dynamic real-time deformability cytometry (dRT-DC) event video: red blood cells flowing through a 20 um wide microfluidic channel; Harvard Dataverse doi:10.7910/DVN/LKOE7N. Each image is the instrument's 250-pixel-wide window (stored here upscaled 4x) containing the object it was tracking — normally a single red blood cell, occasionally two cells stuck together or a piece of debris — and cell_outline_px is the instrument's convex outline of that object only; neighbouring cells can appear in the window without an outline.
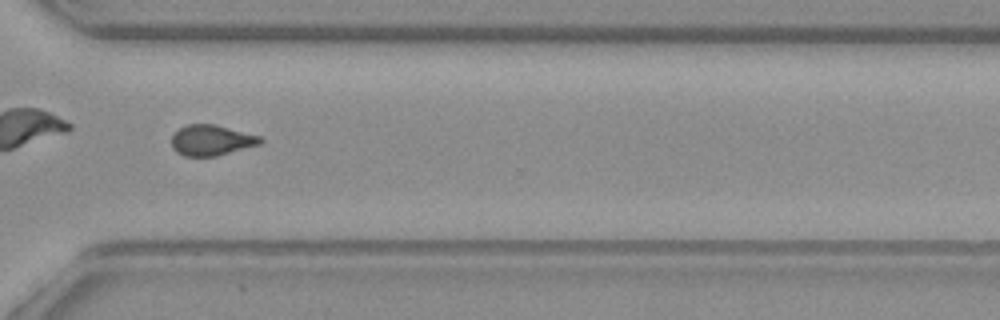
{"species": "common noctule bat (a hibernating species)", "species_latin": "Nyctalus noctula", "temperature_condition": "warm", "stored_images_in_passage": 57, "camera_frame_rate_fps": 3000, "um_per_image_px": 0.085, "animal": {"sex": "female", "body_mass_g": 19.3, "forearm_length_mm": 54.1}, "frame": {"image": 1, "passage_image": 41, "time_ms": 13.333, "image_size_px": [1000, 320], "cell_outline_px": [[264, 140], [260, 144], [216, 156], [184, 156], [176, 152], [172, 148], [172, 136], [180, 128], [188, 124], [216, 124], [260, 136]], "centroid_in_image_um": [17.97, 11.92], "position_along_channel_um": 352.6, "area_um2": 15.78}, "authors_computed_cell_mechanics": {"area_um2": 16.0684, "velocity_mm_per_s": 3.5979, "shape_relaxation_time_tau1_ms": null, "shape_relaxation_time_tau2_ms": 1.8079, "deformation_change_tau1": null, "deformation_change_tau2": 0.0686}}